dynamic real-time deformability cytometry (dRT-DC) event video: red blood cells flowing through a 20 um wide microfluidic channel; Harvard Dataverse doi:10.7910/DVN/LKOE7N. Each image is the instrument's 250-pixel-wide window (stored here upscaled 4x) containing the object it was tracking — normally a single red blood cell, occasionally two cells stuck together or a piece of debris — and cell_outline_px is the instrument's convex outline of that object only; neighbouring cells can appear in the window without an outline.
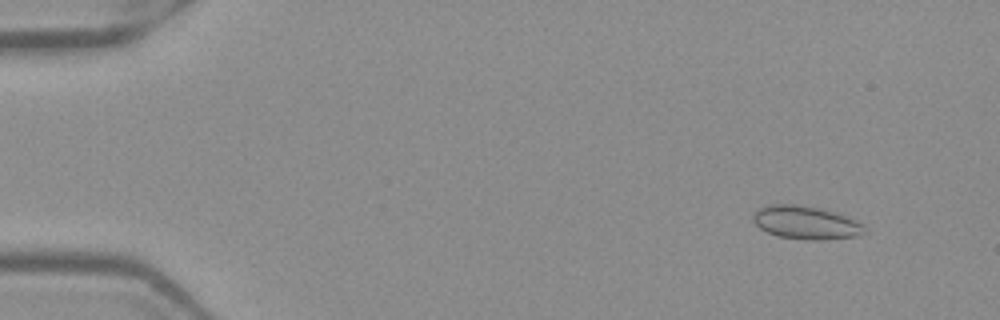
{"species": "Egyptian fruit bat (a non-hibernating species)", "species_latin": "Rousettus aegyptiacus", "temperature_condition": "warm", "stored_images_in_passage": 52, "camera_frame_rate_fps": 3000, "um_per_image_px": 0.085, "frame": {"image": 1, "passage_image": 5, "time_ms": 1.333, "image_size_px": [1000, 320], "cell_outline_px": [[868, 232], [856, 236], [820, 240], [804, 240], [776, 236], [760, 228], [752, 220], [752, 216], [760, 208], [772, 204], [796, 204], [820, 208], [844, 216], [864, 224]], "centroid_in_image_um": [68.5, 18.93], "position_along_channel_um": 16.5, "area_um2": 21.5}}
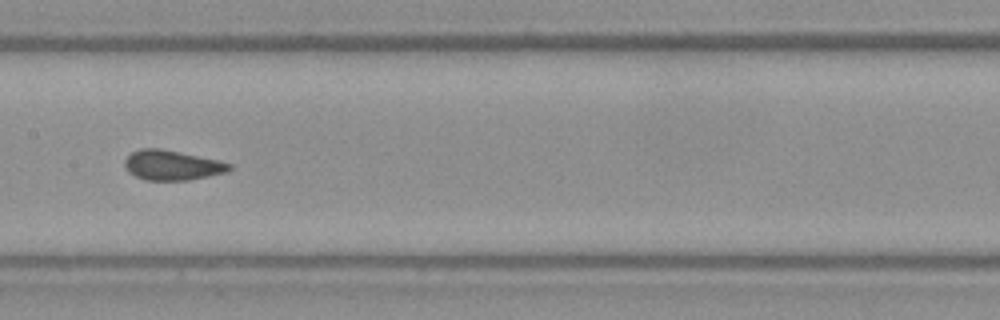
{"frame": {"image": 2, "passage_image": 27, "time_ms": 8.667, "image_size_px": [1000, 320], "cell_outline_px": [[232, 168], [228, 172], [188, 180], [144, 180], [128, 172], [124, 168], [124, 160], [132, 152], [140, 148], [160, 148], [220, 160], [232, 164]], "centroid_in_image_um": [14.63, 14.04], "position_along_channel_um": 192.8, "area_um2": 18.38}}
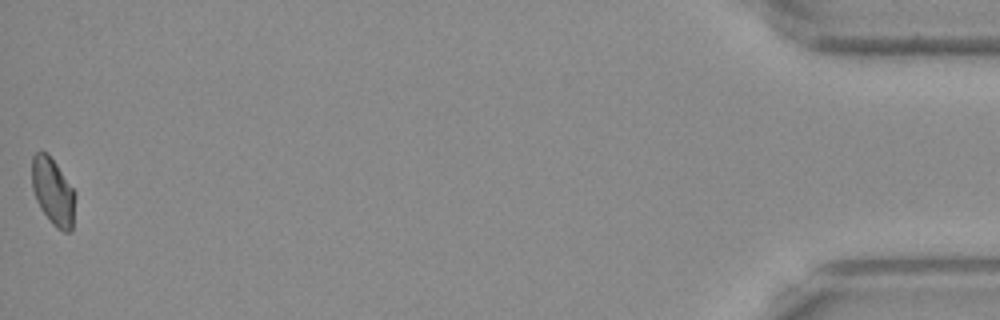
{"frame": {"image": 3, "passage_image": 52, "time_ms": 17.0, "image_size_px": [1000, 320], "cell_outline_px": [[76, 196], [72, 232], [64, 232], [56, 228], [52, 224], [40, 208], [36, 200], [32, 188], [32, 156], [40, 148], [48, 152], [76, 192]], "centroid_in_image_um": [4.51, 16.27], "position_along_channel_um": 430.7, "area_um2": 17.4}}